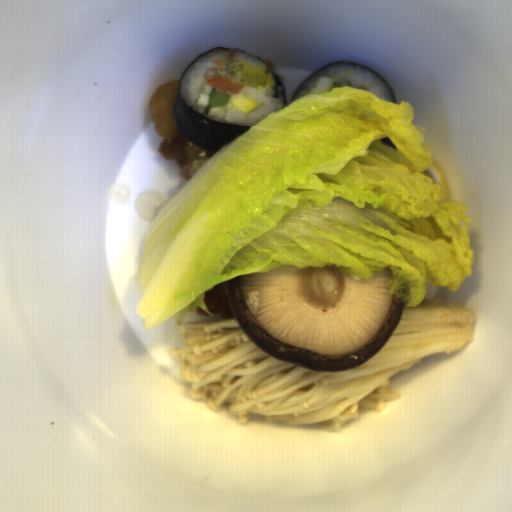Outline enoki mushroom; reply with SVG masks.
I'll return each mask as SVG.
<instances>
[{
  "mask_svg": "<svg viewBox=\"0 0 512 512\" xmlns=\"http://www.w3.org/2000/svg\"><path fill=\"white\" fill-rule=\"evenodd\" d=\"M477 318L445 296L404 308L398 324L378 353L352 370L316 371L293 365L259 349L236 318L184 321L181 346L171 356L180 364L192 398L220 412L229 401L236 421L255 413L265 421L314 424L335 432L358 419L361 409L385 411L400 394L393 375L437 353L461 350L475 337Z\"/></svg>",
  "mask_w": 512,
  "mask_h": 512,
  "instance_id": "1",
  "label": "enoki mushroom"
}]
</instances>
